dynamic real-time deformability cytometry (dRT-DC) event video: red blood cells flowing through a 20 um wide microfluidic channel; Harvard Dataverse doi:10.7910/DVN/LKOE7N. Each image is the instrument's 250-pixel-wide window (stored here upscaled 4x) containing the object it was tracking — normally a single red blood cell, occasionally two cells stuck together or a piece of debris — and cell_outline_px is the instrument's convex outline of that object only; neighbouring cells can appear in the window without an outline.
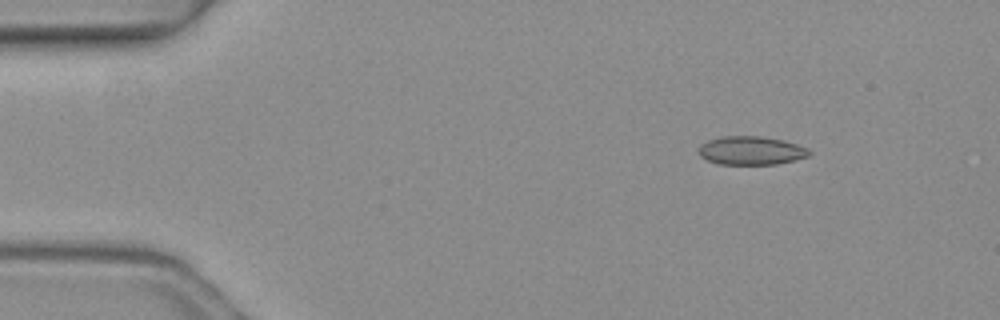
{"species": "common noctule bat (a hibernating species)", "species_latin": "Nyctalus noctula", "temperature_condition": "warm", "stored_images_in_passage": 3, "camera_frame_rate_fps": 3000, "um_per_image_px": 0.085, "animal": {"sex": "female", "body_mass_g": 19.3, "forearm_length_mm": 54.1}, "frame": {"image": 1, "passage_image": 1, "time_ms": 0.0, "image_size_px": [1000, 320], "cell_outline_px": [[812, 152], [808, 156], [796, 160], [776, 164], [720, 164], [708, 160], [700, 156], [700, 144], [708, 140], [724, 136], [760, 136], [784, 140], [808, 148]], "centroid_in_image_um": [63.88, 12.79], "position_along_channel_um": 21.1, "area_um2": 18.32}}
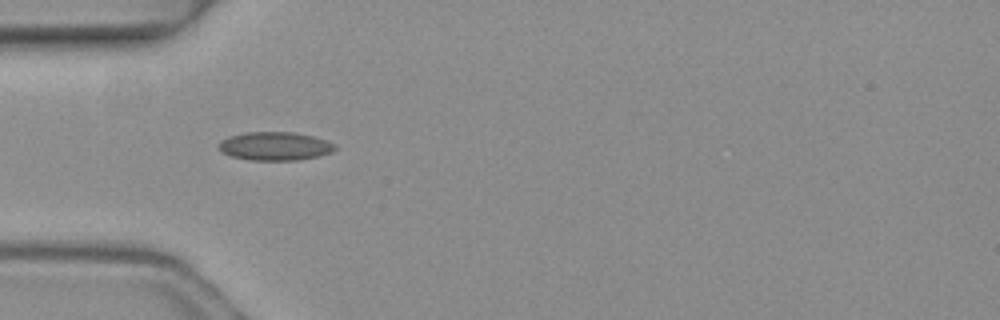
{"frame": {"image": 2, "passage_image": 3, "time_ms": 0.667, "image_size_px": [1000, 320], "cell_outline_px": [[336, 148], [332, 152], [316, 156], [296, 160], [252, 160], [232, 156], [216, 148], [220, 140], [228, 136], [244, 132], [292, 132], [312, 136], [328, 140], [336, 144]], "centroid_in_image_um": [23.35, 12.41], "position_along_channel_um": 61.6, "area_um2": 19.31}}